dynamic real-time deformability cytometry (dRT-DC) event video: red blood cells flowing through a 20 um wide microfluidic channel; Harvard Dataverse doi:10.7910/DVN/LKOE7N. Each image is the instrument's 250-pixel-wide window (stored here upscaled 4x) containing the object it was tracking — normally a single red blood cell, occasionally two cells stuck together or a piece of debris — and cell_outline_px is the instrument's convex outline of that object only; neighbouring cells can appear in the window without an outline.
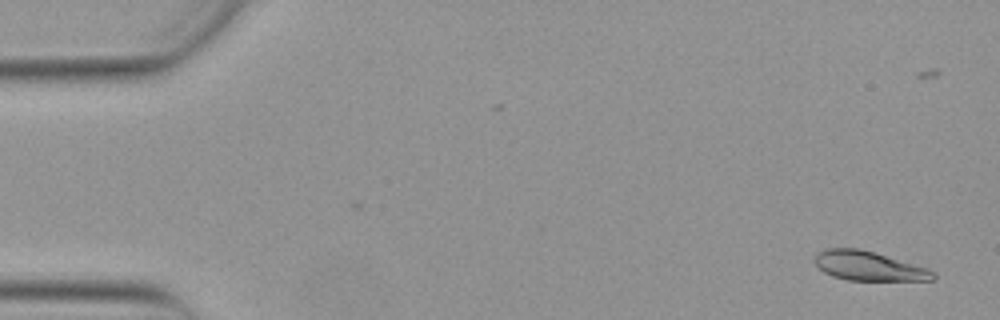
{"species": "Egyptian fruit bat (a non-hibernating species)", "species_latin": "Rousettus aegyptiacus", "temperature_condition": "warm", "stored_images_in_passage": 53, "camera_frame_rate_fps": 3000, "um_per_image_px": 0.085, "animal": {"sex": "female"}, "frame": {"image": 1, "passage_image": 2, "time_ms": 0.333, "image_size_px": [1000, 320], "cell_outline_px": [[936, 276], [932, 280], [848, 280], [832, 276], [824, 272], [816, 264], [816, 252], [828, 248], [860, 248], [928, 268], [936, 272]], "centroid_in_image_um": [73.85, 22.61], "position_along_channel_um": 11.2, "area_um2": 20.06}}
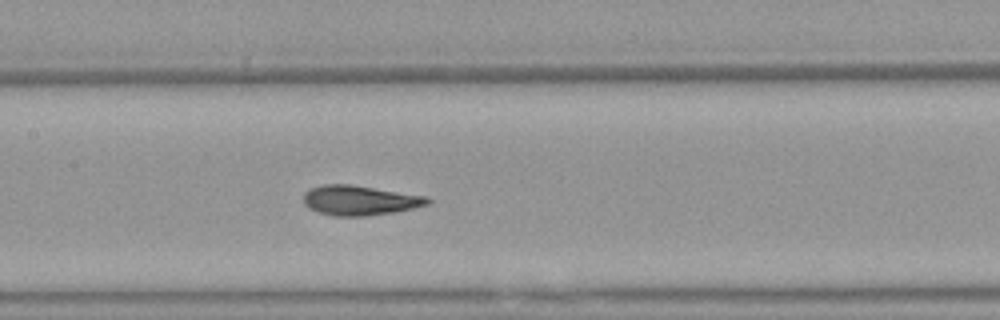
{"frame": {"image": 2, "passage_image": 25, "time_ms": 8.0, "image_size_px": [1000, 320], "cell_outline_px": [[432, 200], [428, 204], [412, 208], [392, 212], [364, 216], [332, 216], [308, 208], [304, 204], [304, 192], [312, 188], [324, 184], [352, 184], [428, 196]], "centroid_in_image_um": [30.58, 17.02], "position_along_channel_um": 176.8, "area_um2": 21.56}}
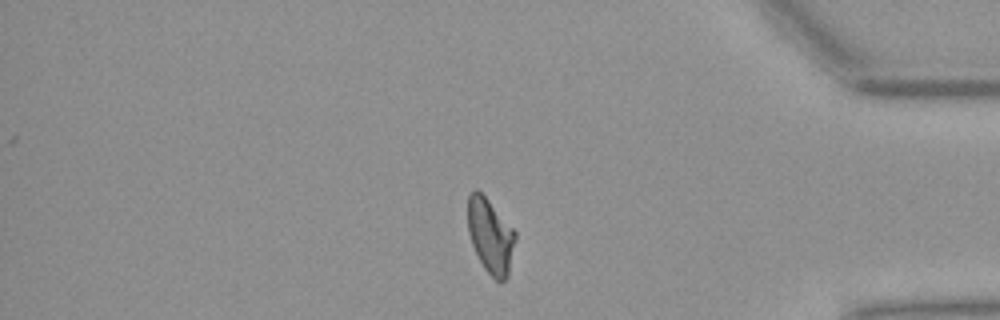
{"frame": {"image": 3, "passage_image": 44, "time_ms": 14.333, "image_size_px": [1000, 320], "cell_outline_px": [[516, 240], [508, 276], [504, 280], [496, 280], [484, 268], [472, 244], [468, 232], [468, 196], [476, 188], [488, 200], [516, 232]], "centroid_in_image_um": [41.69, 20.06], "position_along_channel_um": 393.5, "area_um2": 20.35}, "authors_computed_cell_mechanics": {"area_um2": 21.0392, "velocity_mm_per_s": 3.8777, "shape_relaxation_time_tau1_ms": 6.4723, "shape_relaxation_time_tau2_ms": 0.6743, "deformation_change_tau1": 0.1998, "deformation_change_tau2": 0.0605}}